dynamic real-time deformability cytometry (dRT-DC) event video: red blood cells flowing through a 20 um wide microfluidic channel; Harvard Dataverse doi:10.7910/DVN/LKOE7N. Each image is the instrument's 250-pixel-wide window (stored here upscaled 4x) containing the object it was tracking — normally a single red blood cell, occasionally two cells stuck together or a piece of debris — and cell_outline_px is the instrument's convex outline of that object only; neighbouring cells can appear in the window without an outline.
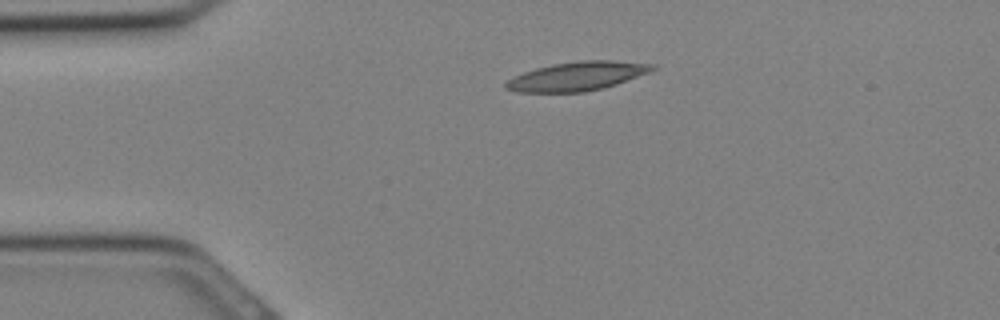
{"species": "Egyptian fruit bat (a non-hibernating species)", "species_latin": "Rousettus aegyptiacus", "temperature_condition": "cold", "stored_images_in_passage": 25, "camera_frame_rate_fps": 3000, "um_per_image_px": 0.085, "animal": {"sex": "female"}, "frame": {"image": 1, "passage_image": 1, "time_ms": 0.0, "image_size_px": [1000, 320], "cell_outline_px": [[656, 68], [648, 72], [616, 84], [604, 88], [584, 92], [516, 92], [504, 88], [504, 84], [508, 80], [524, 72], [536, 68], [552, 64], [580, 60], [612, 60], [656, 64]], "centroid_in_image_um": [49.05, 6.47], "position_along_channel_um": 35.9, "area_um2": 24.57}}
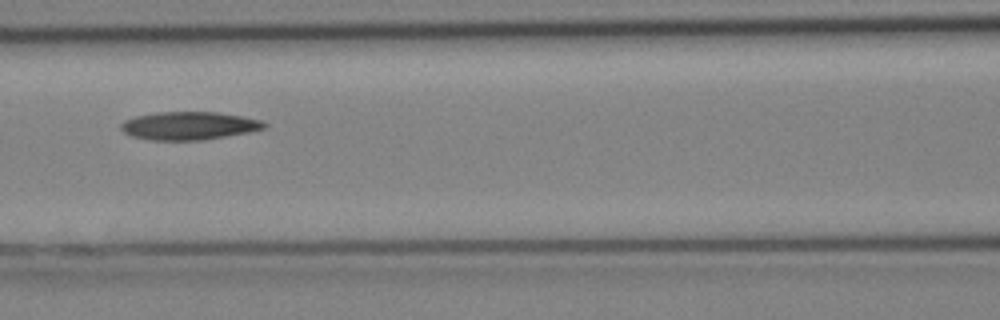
{"frame": {"image": 2, "passage_image": 8, "time_ms": 2.333, "image_size_px": [1000, 320], "cell_outline_px": [[268, 124], [264, 128], [248, 132], [200, 140], [152, 140], [132, 136], [124, 132], [120, 128], [120, 124], [124, 120], [136, 116], [156, 112], [220, 112], [260, 120]], "centroid_in_image_um": [16.03, 10.68], "position_along_channel_um": 150.6, "area_um2": 23.24}}
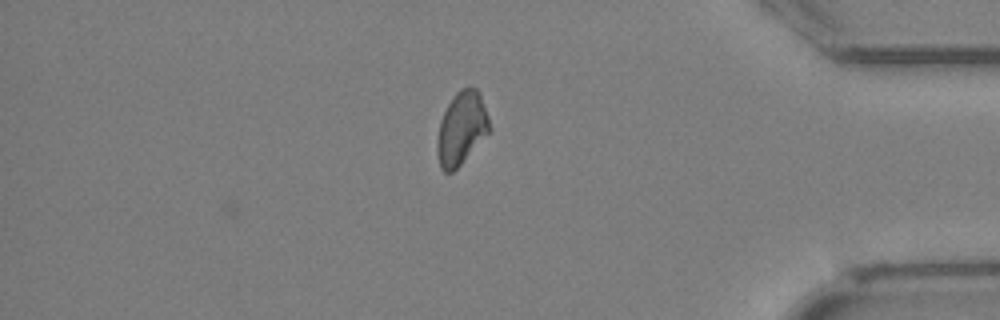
{"frame": {"image": 3, "passage_image": 21, "time_ms": 6.667, "image_size_px": [1000, 320], "cell_outline_px": [[492, 128], [460, 164], [452, 172], [444, 172], [440, 168], [436, 148], [436, 144], [440, 120], [452, 96], [460, 88], [476, 88], [480, 92]], "centroid_in_image_um": [39.22, 10.88], "position_along_channel_um": 396.0, "area_um2": 22.08}}